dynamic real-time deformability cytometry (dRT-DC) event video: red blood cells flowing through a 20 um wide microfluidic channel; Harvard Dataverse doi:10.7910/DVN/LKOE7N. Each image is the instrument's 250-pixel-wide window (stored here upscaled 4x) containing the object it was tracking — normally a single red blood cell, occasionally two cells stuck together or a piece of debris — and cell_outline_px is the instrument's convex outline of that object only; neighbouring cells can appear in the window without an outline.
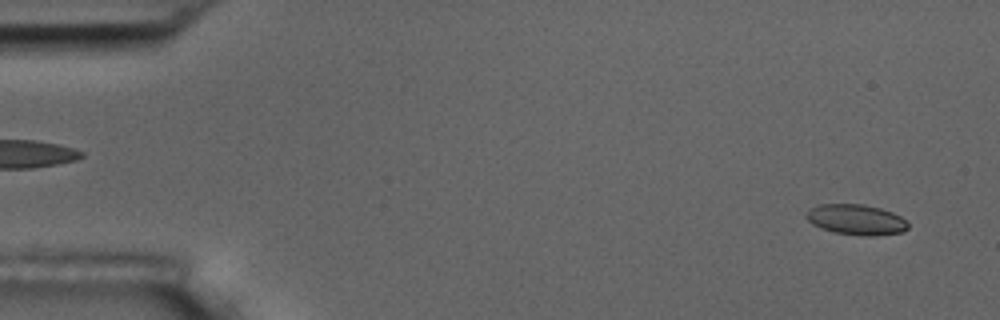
{"species": "common noctule bat (a hibernating species)", "species_latin": "Nyctalus noctula", "temperature_condition": "room temperature", "stored_images_in_passage": 6, "camera_frame_rate_fps": 3000, "um_per_image_px": 0.085, "animal": {"sex": "male", "body_mass_g": 17.5, "forearm_length_mm": 52.3}, "frame": {"image": 1, "passage_image": 1, "time_ms": 0.0, "image_size_px": [1000, 320], "cell_outline_px": [[908, 228], [904, 232], [876, 236], [864, 236], [836, 232], [820, 228], [812, 224], [804, 216], [808, 208], [820, 204], [864, 204], [880, 208], [892, 212], [900, 216], [908, 224]], "centroid_in_image_um": [72.76, 18.66], "position_along_channel_um": 12.2, "area_um2": 18.21}}
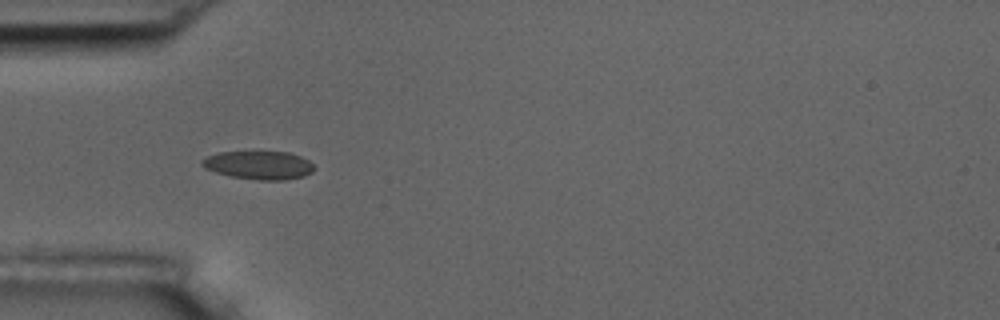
{"frame": {"image": 2, "passage_image": 5, "time_ms": 4.667, "image_size_px": [1000, 320], "cell_outline_px": [[316, 168], [312, 172], [304, 176], [284, 180], [260, 180], [232, 176], [216, 172], [204, 168], [200, 164], [200, 160], [208, 156], [220, 152], [288, 152], [300, 156], [308, 160]], "centroid_in_image_um": [22.01, 14.04], "position_along_channel_um": 63.0, "area_um2": 18.44}}